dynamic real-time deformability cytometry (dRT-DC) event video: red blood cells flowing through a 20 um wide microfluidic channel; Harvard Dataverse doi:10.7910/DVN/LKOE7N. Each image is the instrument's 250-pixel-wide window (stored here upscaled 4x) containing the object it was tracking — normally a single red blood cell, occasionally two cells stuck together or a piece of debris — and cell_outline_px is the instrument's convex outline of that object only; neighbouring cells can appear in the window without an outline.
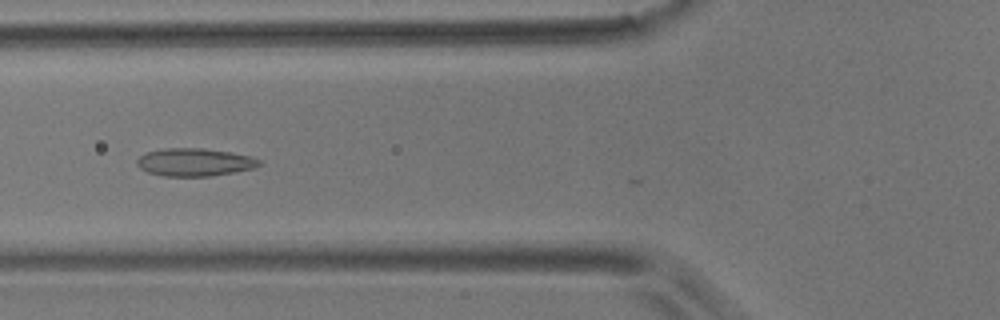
{"species": "common noctule bat (a hibernating species)", "species_latin": "Nyctalus noctula", "temperature_condition": "room temperature", "stored_images_in_passage": 10, "camera_frame_rate_fps": 3000, "um_per_image_px": 0.085, "animal": {"sex": "male", "body_mass_g": 17.9}, "frame": {"image": 1, "passage_image": 7, "time_ms": 2.0, "image_size_px": [1000, 320], "cell_outline_px": [[260, 164], [252, 168], [236, 172], [212, 176], [164, 176], [148, 172], [140, 168], [136, 164], [136, 160], [144, 152], [164, 148], [200, 148], [232, 152], [252, 156], [260, 160]], "centroid_in_image_um": [16.52, 13.78], "position_along_channel_um": 109.3, "area_um2": 19.94}}
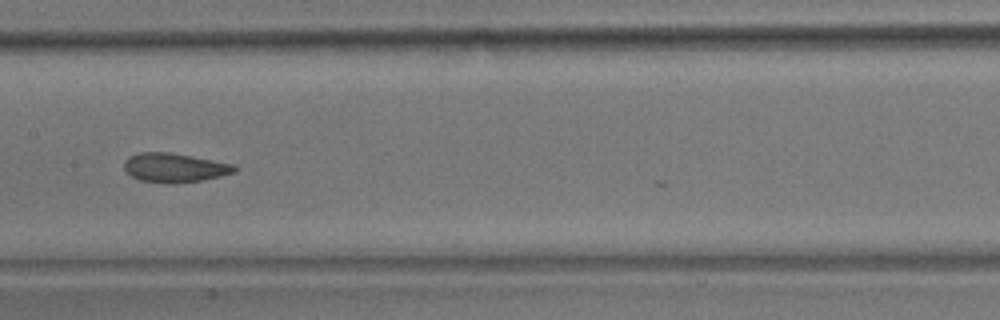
{"frame": {"image": 2, "passage_image": 9, "time_ms": 2.667, "image_size_px": [1000, 320], "cell_outline_px": [[236, 172], [220, 176], [200, 180], [172, 184], [164, 184], [140, 180], [132, 176], [124, 168], [124, 160], [128, 156], [140, 152], [168, 152], [192, 156], [232, 164], [236, 168]], "centroid_in_image_um": [14.79, 14.25], "position_along_channel_um": 192.6, "area_um2": 18.67}}